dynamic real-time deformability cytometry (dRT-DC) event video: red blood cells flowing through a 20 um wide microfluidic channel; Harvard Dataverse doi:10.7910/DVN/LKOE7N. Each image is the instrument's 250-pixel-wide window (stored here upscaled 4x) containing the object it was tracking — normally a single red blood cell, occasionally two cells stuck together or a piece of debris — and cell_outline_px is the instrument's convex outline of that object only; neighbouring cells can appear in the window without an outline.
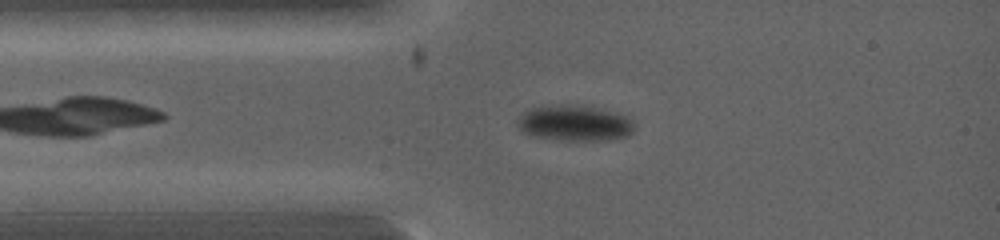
{"species": "common noctule bat (a hibernating species)", "species_latin": "Nyctalus noctula", "temperature_condition": "warm", "stored_images_in_passage": 3, "camera_frame_rate_fps": 5000, "um_per_image_px": 0.085, "animal": {"sex": "female", "body_mass_g": 19.0, "forearm_length_mm": 53.3}, "frame": {"image": 1, "passage_image": 1, "time_ms": 0.0, "image_size_px": [1000, 240], "cell_outline_px": [[636, 124], [632, 132], [628, 136], [608, 140], [564, 140], [536, 136], [524, 132], [516, 124], [516, 120], [528, 108], [564, 104], [580, 104], [632, 116]], "centroid_in_image_um": [48.91, 10.44], "position_along_channel_um": 36.1, "area_um2": 24.68}}
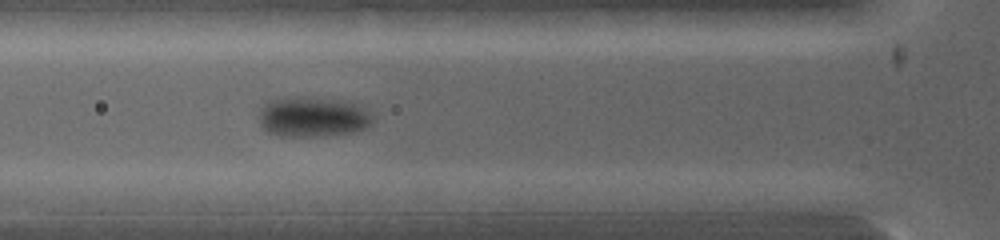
{"frame": {"image": 2, "passage_image": 3, "time_ms": 1.2, "image_size_px": [1000, 240], "cell_outline_px": [[372, 120], [364, 128], [348, 132], [312, 136], [284, 136], [268, 132], [264, 128], [260, 120], [260, 108], [264, 104], [272, 100], [296, 96], [300, 96], [340, 100], [360, 104], [372, 116]], "centroid_in_image_um": [26.56, 9.91], "position_along_channel_um": 99.2, "area_um2": 26.07}}